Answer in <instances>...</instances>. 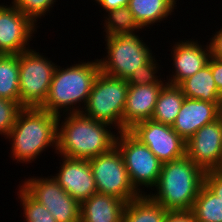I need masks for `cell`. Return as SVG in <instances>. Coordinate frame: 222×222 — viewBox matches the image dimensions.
<instances>
[{
    "instance_id": "cell-1",
    "label": "cell",
    "mask_w": 222,
    "mask_h": 222,
    "mask_svg": "<svg viewBox=\"0 0 222 222\" xmlns=\"http://www.w3.org/2000/svg\"><path fill=\"white\" fill-rule=\"evenodd\" d=\"M117 135L111 125L82 113L59 115L56 156L89 160L115 147Z\"/></svg>"
},
{
    "instance_id": "cell-2",
    "label": "cell",
    "mask_w": 222,
    "mask_h": 222,
    "mask_svg": "<svg viewBox=\"0 0 222 222\" xmlns=\"http://www.w3.org/2000/svg\"><path fill=\"white\" fill-rule=\"evenodd\" d=\"M58 115L40 108H23L10 134V158L17 164L36 163L50 147L57 152Z\"/></svg>"
},
{
    "instance_id": "cell-3",
    "label": "cell",
    "mask_w": 222,
    "mask_h": 222,
    "mask_svg": "<svg viewBox=\"0 0 222 222\" xmlns=\"http://www.w3.org/2000/svg\"><path fill=\"white\" fill-rule=\"evenodd\" d=\"M74 61L66 67L56 66L49 92L40 109L56 115L81 113L96 77L100 73L98 57L94 60Z\"/></svg>"
},
{
    "instance_id": "cell-4",
    "label": "cell",
    "mask_w": 222,
    "mask_h": 222,
    "mask_svg": "<svg viewBox=\"0 0 222 222\" xmlns=\"http://www.w3.org/2000/svg\"><path fill=\"white\" fill-rule=\"evenodd\" d=\"M204 175L205 171L186 155L162 163L157 184L147 195L168 211L191 210Z\"/></svg>"
},
{
    "instance_id": "cell-5",
    "label": "cell",
    "mask_w": 222,
    "mask_h": 222,
    "mask_svg": "<svg viewBox=\"0 0 222 222\" xmlns=\"http://www.w3.org/2000/svg\"><path fill=\"white\" fill-rule=\"evenodd\" d=\"M140 36L139 32L103 36L106 55L98 59L100 71L109 76L127 80L139 66L144 65L154 55L151 45L145 42L144 34Z\"/></svg>"
},
{
    "instance_id": "cell-6",
    "label": "cell",
    "mask_w": 222,
    "mask_h": 222,
    "mask_svg": "<svg viewBox=\"0 0 222 222\" xmlns=\"http://www.w3.org/2000/svg\"><path fill=\"white\" fill-rule=\"evenodd\" d=\"M128 88L125 79L112 77L100 71L81 113L122 132Z\"/></svg>"
},
{
    "instance_id": "cell-7",
    "label": "cell",
    "mask_w": 222,
    "mask_h": 222,
    "mask_svg": "<svg viewBox=\"0 0 222 222\" xmlns=\"http://www.w3.org/2000/svg\"><path fill=\"white\" fill-rule=\"evenodd\" d=\"M19 54L20 104L23 108H40L48 95L57 62L39 48Z\"/></svg>"
},
{
    "instance_id": "cell-8",
    "label": "cell",
    "mask_w": 222,
    "mask_h": 222,
    "mask_svg": "<svg viewBox=\"0 0 222 222\" xmlns=\"http://www.w3.org/2000/svg\"><path fill=\"white\" fill-rule=\"evenodd\" d=\"M115 146L122 155L134 189L140 195L150 193L157 184L162 162L129 130L118 132Z\"/></svg>"
},
{
    "instance_id": "cell-9",
    "label": "cell",
    "mask_w": 222,
    "mask_h": 222,
    "mask_svg": "<svg viewBox=\"0 0 222 222\" xmlns=\"http://www.w3.org/2000/svg\"><path fill=\"white\" fill-rule=\"evenodd\" d=\"M89 162L98 193L115 196L126 203L140 196L131 184L122 155L116 146L89 159Z\"/></svg>"
},
{
    "instance_id": "cell-10",
    "label": "cell",
    "mask_w": 222,
    "mask_h": 222,
    "mask_svg": "<svg viewBox=\"0 0 222 222\" xmlns=\"http://www.w3.org/2000/svg\"><path fill=\"white\" fill-rule=\"evenodd\" d=\"M30 176L24 177L19 184L46 207L57 222H80V203L59 185L52 174L47 177L42 174Z\"/></svg>"
},
{
    "instance_id": "cell-11",
    "label": "cell",
    "mask_w": 222,
    "mask_h": 222,
    "mask_svg": "<svg viewBox=\"0 0 222 222\" xmlns=\"http://www.w3.org/2000/svg\"><path fill=\"white\" fill-rule=\"evenodd\" d=\"M129 131L162 162L186 155V142L170 126L152 119L136 123Z\"/></svg>"
},
{
    "instance_id": "cell-12",
    "label": "cell",
    "mask_w": 222,
    "mask_h": 222,
    "mask_svg": "<svg viewBox=\"0 0 222 222\" xmlns=\"http://www.w3.org/2000/svg\"><path fill=\"white\" fill-rule=\"evenodd\" d=\"M6 3L10 5L0 3V54H20L33 47L30 41L39 27L12 3Z\"/></svg>"
},
{
    "instance_id": "cell-13",
    "label": "cell",
    "mask_w": 222,
    "mask_h": 222,
    "mask_svg": "<svg viewBox=\"0 0 222 222\" xmlns=\"http://www.w3.org/2000/svg\"><path fill=\"white\" fill-rule=\"evenodd\" d=\"M183 39L179 38L178 41L173 40V43H170L173 46L170 45L172 49L169 50L171 53L168 54L171 56L169 62L173 61L171 63L172 69H169V75L166 76L168 84L179 85L183 80L194 75L207 65L211 56L208 42L204 40L200 42L198 38ZM204 42H206V45Z\"/></svg>"
},
{
    "instance_id": "cell-14",
    "label": "cell",
    "mask_w": 222,
    "mask_h": 222,
    "mask_svg": "<svg viewBox=\"0 0 222 222\" xmlns=\"http://www.w3.org/2000/svg\"><path fill=\"white\" fill-rule=\"evenodd\" d=\"M186 156L205 172L222 170V115L186 141Z\"/></svg>"
},
{
    "instance_id": "cell-15",
    "label": "cell",
    "mask_w": 222,
    "mask_h": 222,
    "mask_svg": "<svg viewBox=\"0 0 222 222\" xmlns=\"http://www.w3.org/2000/svg\"><path fill=\"white\" fill-rule=\"evenodd\" d=\"M59 170L53 177L59 185L80 204L97 192L89 160L73 159L61 155Z\"/></svg>"
},
{
    "instance_id": "cell-16",
    "label": "cell",
    "mask_w": 222,
    "mask_h": 222,
    "mask_svg": "<svg viewBox=\"0 0 222 222\" xmlns=\"http://www.w3.org/2000/svg\"><path fill=\"white\" fill-rule=\"evenodd\" d=\"M222 115V102H207L185 98L182 107L171 126L186 142L200 128Z\"/></svg>"
},
{
    "instance_id": "cell-17",
    "label": "cell",
    "mask_w": 222,
    "mask_h": 222,
    "mask_svg": "<svg viewBox=\"0 0 222 222\" xmlns=\"http://www.w3.org/2000/svg\"><path fill=\"white\" fill-rule=\"evenodd\" d=\"M165 84L129 85L123 112V131L136 123L152 119L158 95Z\"/></svg>"
},
{
    "instance_id": "cell-18",
    "label": "cell",
    "mask_w": 222,
    "mask_h": 222,
    "mask_svg": "<svg viewBox=\"0 0 222 222\" xmlns=\"http://www.w3.org/2000/svg\"><path fill=\"white\" fill-rule=\"evenodd\" d=\"M126 202L96 192L80 204V222H122Z\"/></svg>"
},
{
    "instance_id": "cell-19",
    "label": "cell",
    "mask_w": 222,
    "mask_h": 222,
    "mask_svg": "<svg viewBox=\"0 0 222 222\" xmlns=\"http://www.w3.org/2000/svg\"><path fill=\"white\" fill-rule=\"evenodd\" d=\"M176 4H179V0H129L128 8L139 27L143 31H150L153 25L160 26L162 21L166 23L175 14Z\"/></svg>"
},
{
    "instance_id": "cell-20",
    "label": "cell",
    "mask_w": 222,
    "mask_h": 222,
    "mask_svg": "<svg viewBox=\"0 0 222 222\" xmlns=\"http://www.w3.org/2000/svg\"><path fill=\"white\" fill-rule=\"evenodd\" d=\"M178 86L182 89L185 98L222 102V95L218 91L211 73V56L207 65L183 80Z\"/></svg>"
},
{
    "instance_id": "cell-21",
    "label": "cell",
    "mask_w": 222,
    "mask_h": 222,
    "mask_svg": "<svg viewBox=\"0 0 222 222\" xmlns=\"http://www.w3.org/2000/svg\"><path fill=\"white\" fill-rule=\"evenodd\" d=\"M184 99L185 96L178 85L166 83L158 95L152 120L172 126Z\"/></svg>"
},
{
    "instance_id": "cell-22",
    "label": "cell",
    "mask_w": 222,
    "mask_h": 222,
    "mask_svg": "<svg viewBox=\"0 0 222 222\" xmlns=\"http://www.w3.org/2000/svg\"><path fill=\"white\" fill-rule=\"evenodd\" d=\"M167 212L148 195H140L126 203L122 222H164Z\"/></svg>"
},
{
    "instance_id": "cell-23",
    "label": "cell",
    "mask_w": 222,
    "mask_h": 222,
    "mask_svg": "<svg viewBox=\"0 0 222 222\" xmlns=\"http://www.w3.org/2000/svg\"><path fill=\"white\" fill-rule=\"evenodd\" d=\"M0 97L20 102L19 54H0Z\"/></svg>"
},
{
    "instance_id": "cell-24",
    "label": "cell",
    "mask_w": 222,
    "mask_h": 222,
    "mask_svg": "<svg viewBox=\"0 0 222 222\" xmlns=\"http://www.w3.org/2000/svg\"><path fill=\"white\" fill-rule=\"evenodd\" d=\"M103 16L104 19L101 21L103 24H100L103 25V36L135 34L140 31L143 33L128 7L108 11Z\"/></svg>"
},
{
    "instance_id": "cell-25",
    "label": "cell",
    "mask_w": 222,
    "mask_h": 222,
    "mask_svg": "<svg viewBox=\"0 0 222 222\" xmlns=\"http://www.w3.org/2000/svg\"><path fill=\"white\" fill-rule=\"evenodd\" d=\"M191 212L198 222H222V199L203 184Z\"/></svg>"
},
{
    "instance_id": "cell-26",
    "label": "cell",
    "mask_w": 222,
    "mask_h": 222,
    "mask_svg": "<svg viewBox=\"0 0 222 222\" xmlns=\"http://www.w3.org/2000/svg\"><path fill=\"white\" fill-rule=\"evenodd\" d=\"M16 197L20 202V207L23 210L22 217L25 222H57L50 212L41 203L36 201L20 184Z\"/></svg>"
},
{
    "instance_id": "cell-27",
    "label": "cell",
    "mask_w": 222,
    "mask_h": 222,
    "mask_svg": "<svg viewBox=\"0 0 222 222\" xmlns=\"http://www.w3.org/2000/svg\"><path fill=\"white\" fill-rule=\"evenodd\" d=\"M159 61L161 63V60H157L156 55H153L144 65L139 66L132 75L128 77L126 80L127 84L135 86L166 84L165 75L163 77L160 72V70L163 71L161 69L163 65H160Z\"/></svg>"
},
{
    "instance_id": "cell-28",
    "label": "cell",
    "mask_w": 222,
    "mask_h": 222,
    "mask_svg": "<svg viewBox=\"0 0 222 222\" xmlns=\"http://www.w3.org/2000/svg\"><path fill=\"white\" fill-rule=\"evenodd\" d=\"M18 10L28 17L36 26L49 13V16L57 0H11L10 1ZM53 5V6H52ZM39 21V23H38Z\"/></svg>"
},
{
    "instance_id": "cell-29",
    "label": "cell",
    "mask_w": 222,
    "mask_h": 222,
    "mask_svg": "<svg viewBox=\"0 0 222 222\" xmlns=\"http://www.w3.org/2000/svg\"><path fill=\"white\" fill-rule=\"evenodd\" d=\"M23 109L20 102L0 97V135L6 138L13 128L18 113Z\"/></svg>"
},
{
    "instance_id": "cell-30",
    "label": "cell",
    "mask_w": 222,
    "mask_h": 222,
    "mask_svg": "<svg viewBox=\"0 0 222 222\" xmlns=\"http://www.w3.org/2000/svg\"><path fill=\"white\" fill-rule=\"evenodd\" d=\"M204 185L217 197L222 199V170L206 171Z\"/></svg>"
},
{
    "instance_id": "cell-31",
    "label": "cell",
    "mask_w": 222,
    "mask_h": 222,
    "mask_svg": "<svg viewBox=\"0 0 222 222\" xmlns=\"http://www.w3.org/2000/svg\"><path fill=\"white\" fill-rule=\"evenodd\" d=\"M215 30L214 33H212V36L208 38V43L210 46V52L211 56L222 60V26Z\"/></svg>"
},
{
    "instance_id": "cell-32",
    "label": "cell",
    "mask_w": 222,
    "mask_h": 222,
    "mask_svg": "<svg viewBox=\"0 0 222 222\" xmlns=\"http://www.w3.org/2000/svg\"><path fill=\"white\" fill-rule=\"evenodd\" d=\"M164 222H198L191 210L168 211Z\"/></svg>"
},
{
    "instance_id": "cell-33",
    "label": "cell",
    "mask_w": 222,
    "mask_h": 222,
    "mask_svg": "<svg viewBox=\"0 0 222 222\" xmlns=\"http://www.w3.org/2000/svg\"><path fill=\"white\" fill-rule=\"evenodd\" d=\"M211 73L216 87L222 95V60L211 56Z\"/></svg>"
},
{
    "instance_id": "cell-34",
    "label": "cell",
    "mask_w": 222,
    "mask_h": 222,
    "mask_svg": "<svg viewBox=\"0 0 222 222\" xmlns=\"http://www.w3.org/2000/svg\"><path fill=\"white\" fill-rule=\"evenodd\" d=\"M129 0H99L95 5L104 11V14L108 11L116 10L118 8L128 7Z\"/></svg>"
},
{
    "instance_id": "cell-35",
    "label": "cell",
    "mask_w": 222,
    "mask_h": 222,
    "mask_svg": "<svg viewBox=\"0 0 222 222\" xmlns=\"http://www.w3.org/2000/svg\"><path fill=\"white\" fill-rule=\"evenodd\" d=\"M91 1L95 2V5H96V3H97L99 0H91Z\"/></svg>"
}]
</instances>
